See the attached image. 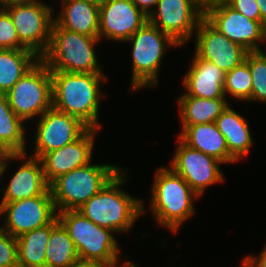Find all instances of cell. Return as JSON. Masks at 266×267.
I'll list each match as a JSON object with an SVG mask.
<instances>
[{
	"instance_id": "1",
	"label": "cell",
	"mask_w": 266,
	"mask_h": 267,
	"mask_svg": "<svg viewBox=\"0 0 266 267\" xmlns=\"http://www.w3.org/2000/svg\"><path fill=\"white\" fill-rule=\"evenodd\" d=\"M52 107L78 118L91 129H101L99 104L101 82L107 80L103 73H69L51 71Z\"/></svg>"
},
{
	"instance_id": "2",
	"label": "cell",
	"mask_w": 266,
	"mask_h": 267,
	"mask_svg": "<svg viewBox=\"0 0 266 267\" xmlns=\"http://www.w3.org/2000/svg\"><path fill=\"white\" fill-rule=\"evenodd\" d=\"M126 170L119 171L96 195L78 209L93 223L116 233L128 232L145 212L143 200L131 197L120 189L127 182ZM125 176V177H124Z\"/></svg>"
},
{
	"instance_id": "3",
	"label": "cell",
	"mask_w": 266,
	"mask_h": 267,
	"mask_svg": "<svg viewBox=\"0 0 266 267\" xmlns=\"http://www.w3.org/2000/svg\"><path fill=\"white\" fill-rule=\"evenodd\" d=\"M151 188L150 209L156 222L177 233L183 222L195 213L193 201L199 196L169 167L156 171Z\"/></svg>"
},
{
	"instance_id": "4",
	"label": "cell",
	"mask_w": 266,
	"mask_h": 267,
	"mask_svg": "<svg viewBox=\"0 0 266 267\" xmlns=\"http://www.w3.org/2000/svg\"><path fill=\"white\" fill-rule=\"evenodd\" d=\"M99 41V37L68 31L54 21L49 46L40 59L50 71L103 73L94 49Z\"/></svg>"
},
{
	"instance_id": "5",
	"label": "cell",
	"mask_w": 266,
	"mask_h": 267,
	"mask_svg": "<svg viewBox=\"0 0 266 267\" xmlns=\"http://www.w3.org/2000/svg\"><path fill=\"white\" fill-rule=\"evenodd\" d=\"M122 168L115 164H87L59 176L49 186L57 212L78 210Z\"/></svg>"
},
{
	"instance_id": "6",
	"label": "cell",
	"mask_w": 266,
	"mask_h": 267,
	"mask_svg": "<svg viewBox=\"0 0 266 267\" xmlns=\"http://www.w3.org/2000/svg\"><path fill=\"white\" fill-rule=\"evenodd\" d=\"M57 217L68 231L79 259L98 261L112 267L119 264L116 232L93 223L78 210L57 212Z\"/></svg>"
},
{
	"instance_id": "7",
	"label": "cell",
	"mask_w": 266,
	"mask_h": 267,
	"mask_svg": "<svg viewBox=\"0 0 266 267\" xmlns=\"http://www.w3.org/2000/svg\"><path fill=\"white\" fill-rule=\"evenodd\" d=\"M132 43L131 90L158 85V72L166 47L180 46L169 35L147 21L126 42Z\"/></svg>"
},
{
	"instance_id": "8",
	"label": "cell",
	"mask_w": 266,
	"mask_h": 267,
	"mask_svg": "<svg viewBox=\"0 0 266 267\" xmlns=\"http://www.w3.org/2000/svg\"><path fill=\"white\" fill-rule=\"evenodd\" d=\"M11 17L19 41L41 57L50 43L53 9L40 0H22L1 6Z\"/></svg>"
},
{
	"instance_id": "9",
	"label": "cell",
	"mask_w": 266,
	"mask_h": 267,
	"mask_svg": "<svg viewBox=\"0 0 266 267\" xmlns=\"http://www.w3.org/2000/svg\"><path fill=\"white\" fill-rule=\"evenodd\" d=\"M9 105L24 122L52 108V76L40 59L6 93Z\"/></svg>"
},
{
	"instance_id": "10",
	"label": "cell",
	"mask_w": 266,
	"mask_h": 267,
	"mask_svg": "<svg viewBox=\"0 0 266 267\" xmlns=\"http://www.w3.org/2000/svg\"><path fill=\"white\" fill-rule=\"evenodd\" d=\"M148 21L169 35L180 46L187 43L204 18L196 0H158Z\"/></svg>"
},
{
	"instance_id": "11",
	"label": "cell",
	"mask_w": 266,
	"mask_h": 267,
	"mask_svg": "<svg viewBox=\"0 0 266 267\" xmlns=\"http://www.w3.org/2000/svg\"><path fill=\"white\" fill-rule=\"evenodd\" d=\"M204 18L229 40L247 51H262L260 41H266V25L253 21L231 8L225 1L207 7Z\"/></svg>"
},
{
	"instance_id": "12",
	"label": "cell",
	"mask_w": 266,
	"mask_h": 267,
	"mask_svg": "<svg viewBox=\"0 0 266 267\" xmlns=\"http://www.w3.org/2000/svg\"><path fill=\"white\" fill-rule=\"evenodd\" d=\"M1 214L6 216L2 228L15 238L50 224L57 217L52 194L0 202Z\"/></svg>"
},
{
	"instance_id": "13",
	"label": "cell",
	"mask_w": 266,
	"mask_h": 267,
	"mask_svg": "<svg viewBox=\"0 0 266 267\" xmlns=\"http://www.w3.org/2000/svg\"><path fill=\"white\" fill-rule=\"evenodd\" d=\"M177 140L179 144L169 166L199 197L209 185L224 181L221 161L187 146L179 138Z\"/></svg>"
},
{
	"instance_id": "14",
	"label": "cell",
	"mask_w": 266,
	"mask_h": 267,
	"mask_svg": "<svg viewBox=\"0 0 266 267\" xmlns=\"http://www.w3.org/2000/svg\"><path fill=\"white\" fill-rule=\"evenodd\" d=\"M40 118V119H39ZM38 118L33 157L62 148L77 140L88 127L78 118L60 112L53 107Z\"/></svg>"
},
{
	"instance_id": "15",
	"label": "cell",
	"mask_w": 266,
	"mask_h": 267,
	"mask_svg": "<svg viewBox=\"0 0 266 267\" xmlns=\"http://www.w3.org/2000/svg\"><path fill=\"white\" fill-rule=\"evenodd\" d=\"M147 21L132 0H107L99 7V39L125 42Z\"/></svg>"
},
{
	"instance_id": "16",
	"label": "cell",
	"mask_w": 266,
	"mask_h": 267,
	"mask_svg": "<svg viewBox=\"0 0 266 267\" xmlns=\"http://www.w3.org/2000/svg\"><path fill=\"white\" fill-rule=\"evenodd\" d=\"M195 54L216 64L225 73L245 61L247 51L232 42L203 18L196 29Z\"/></svg>"
},
{
	"instance_id": "17",
	"label": "cell",
	"mask_w": 266,
	"mask_h": 267,
	"mask_svg": "<svg viewBox=\"0 0 266 267\" xmlns=\"http://www.w3.org/2000/svg\"><path fill=\"white\" fill-rule=\"evenodd\" d=\"M98 129L88 128L77 140L45 153L41 158L44 177L50 185L59 176L91 162Z\"/></svg>"
},
{
	"instance_id": "18",
	"label": "cell",
	"mask_w": 266,
	"mask_h": 267,
	"mask_svg": "<svg viewBox=\"0 0 266 267\" xmlns=\"http://www.w3.org/2000/svg\"><path fill=\"white\" fill-rule=\"evenodd\" d=\"M183 77L185 93L207 99L225 98L226 73L216 64L194 54L192 64Z\"/></svg>"
},
{
	"instance_id": "19",
	"label": "cell",
	"mask_w": 266,
	"mask_h": 267,
	"mask_svg": "<svg viewBox=\"0 0 266 267\" xmlns=\"http://www.w3.org/2000/svg\"><path fill=\"white\" fill-rule=\"evenodd\" d=\"M15 174L3 191L1 202H13L21 199L51 194L46 182L41 160L30 155Z\"/></svg>"
},
{
	"instance_id": "20",
	"label": "cell",
	"mask_w": 266,
	"mask_h": 267,
	"mask_svg": "<svg viewBox=\"0 0 266 267\" xmlns=\"http://www.w3.org/2000/svg\"><path fill=\"white\" fill-rule=\"evenodd\" d=\"M178 136L187 146L213 156L224 164L236 162L229 155L225 137L215 122L184 126Z\"/></svg>"
},
{
	"instance_id": "21",
	"label": "cell",
	"mask_w": 266,
	"mask_h": 267,
	"mask_svg": "<svg viewBox=\"0 0 266 267\" xmlns=\"http://www.w3.org/2000/svg\"><path fill=\"white\" fill-rule=\"evenodd\" d=\"M62 10L54 21L63 29L99 37V7L84 0H61Z\"/></svg>"
},
{
	"instance_id": "22",
	"label": "cell",
	"mask_w": 266,
	"mask_h": 267,
	"mask_svg": "<svg viewBox=\"0 0 266 267\" xmlns=\"http://www.w3.org/2000/svg\"><path fill=\"white\" fill-rule=\"evenodd\" d=\"M218 130L225 137L229 155L237 162L250 152L253 139L247 120L234 111L231 106L218 116L215 121Z\"/></svg>"
},
{
	"instance_id": "23",
	"label": "cell",
	"mask_w": 266,
	"mask_h": 267,
	"mask_svg": "<svg viewBox=\"0 0 266 267\" xmlns=\"http://www.w3.org/2000/svg\"><path fill=\"white\" fill-rule=\"evenodd\" d=\"M226 98L207 99L183 93L178 98L179 116L184 126L215 122L229 105Z\"/></svg>"
},
{
	"instance_id": "24",
	"label": "cell",
	"mask_w": 266,
	"mask_h": 267,
	"mask_svg": "<svg viewBox=\"0 0 266 267\" xmlns=\"http://www.w3.org/2000/svg\"><path fill=\"white\" fill-rule=\"evenodd\" d=\"M59 223L56 217L50 224L17 237L19 267H45L46 246L51 230Z\"/></svg>"
},
{
	"instance_id": "25",
	"label": "cell",
	"mask_w": 266,
	"mask_h": 267,
	"mask_svg": "<svg viewBox=\"0 0 266 267\" xmlns=\"http://www.w3.org/2000/svg\"><path fill=\"white\" fill-rule=\"evenodd\" d=\"M39 60L29 49H0V94H6Z\"/></svg>"
},
{
	"instance_id": "26",
	"label": "cell",
	"mask_w": 266,
	"mask_h": 267,
	"mask_svg": "<svg viewBox=\"0 0 266 267\" xmlns=\"http://www.w3.org/2000/svg\"><path fill=\"white\" fill-rule=\"evenodd\" d=\"M24 121L11 109L6 94H0V152L26 153Z\"/></svg>"
},
{
	"instance_id": "27",
	"label": "cell",
	"mask_w": 266,
	"mask_h": 267,
	"mask_svg": "<svg viewBox=\"0 0 266 267\" xmlns=\"http://www.w3.org/2000/svg\"><path fill=\"white\" fill-rule=\"evenodd\" d=\"M47 244L45 267H69L79 260L75 245L60 222L51 230Z\"/></svg>"
},
{
	"instance_id": "28",
	"label": "cell",
	"mask_w": 266,
	"mask_h": 267,
	"mask_svg": "<svg viewBox=\"0 0 266 267\" xmlns=\"http://www.w3.org/2000/svg\"><path fill=\"white\" fill-rule=\"evenodd\" d=\"M252 78L249 65L244 61L231 71L226 72L224 94L241 101H251Z\"/></svg>"
},
{
	"instance_id": "29",
	"label": "cell",
	"mask_w": 266,
	"mask_h": 267,
	"mask_svg": "<svg viewBox=\"0 0 266 267\" xmlns=\"http://www.w3.org/2000/svg\"><path fill=\"white\" fill-rule=\"evenodd\" d=\"M245 62L252 78L251 101L266 102V52H248Z\"/></svg>"
},
{
	"instance_id": "30",
	"label": "cell",
	"mask_w": 266,
	"mask_h": 267,
	"mask_svg": "<svg viewBox=\"0 0 266 267\" xmlns=\"http://www.w3.org/2000/svg\"><path fill=\"white\" fill-rule=\"evenodd\" d=\"M0 49H27L20 41L10 15L0 6Z\"/></svg>"
},
{
	"instance_id": "31",
	"label": "cell",
	"mask_w": 266,
	"mask_h": 267,
	"mask_svg": "<svg viewBox=\"0 0 266 267\" xmlns=\"http://www.w3.org/2000/svg\"><path fill=\"white\" fill-rule=\"evenodd\" d=\"M0 267H19L17 240L0 227Z\"/></svg>"
},
{
	"instance_id": "32",
	"label": "cell",
	"mask_w": 266,
	"mask_h": 267,
	"mask_svg": "<svg viewBox=\"0 0 266 267\" xmlns=\"http://www.w3.org/2000/svg\"><path fill=\"white\" fill-rule=\"evenodd\" d=\"M231 8L253 21H260V9L256 0H226Z\"/></svg>"
},
{
	"instance_id": "33",
	"label": "cell",
	"mask_w": 266,
	"mask_h": 267,
	"mask_svg": "<svg viewBox=\"0 0 266 267\" xmlns=\"http://www.w3.org/2000/svg\"><path fill=\"white\" fill-rule=\"evenodd\" d=\"M26 154L27 153H6V152H1L0 153V180L2 178L1 176H3V173L6 172V169H7L8 165H10L8 163V161L16 160V159H19L21 161V159L23 160L24 158L25 159L27 158Z\"/></svg>"
},
{
	"instance_id": "34",
	"label": "cell",
	"mask_w": 266,
	"mask_h": 267,
	"mask_svg": "<svg viewBox=\"0 0 266 267\" xmlns=\"http://www.w3.org/2000/svg\"><path fill=\"white\" fill-rule=\"evenodd\" d=\"M242 262L246 267H266V245L259 256H247Z\"/></svg>"
},
{
	"instance_id": "35",
	"label": "cell",
	"mask_w": 266,
	"mask_h": 267,
	"mask_svg": "<svg viewBox=\"0 0 266 267\" xmlns=\"http://www.w3.org/2000/svg\"><path fill=\"white\" fill-rule=\"evenodd\" d=\"M132 1L141 11H143L147 16H149L150 13L153 11V7L155 9L158 0H132Z\"/></svg>"
},
{
	"instance_id": "36",
	"label": "cell",
	"mask_w": 266,
	"mask_h": 267,
	"mask_svg": "<svg viewBox=\"0 0 266 267\" xmlns=\"http://www.w3.org/2000/svg\"><path fill=\"white\" fill-rule=\"evenodd\" d=\"M69 267H112L98 261L90 260H77L73 262Z\"/></svg>"
},
{
	"instance_id": "37",
	"label": "cell",
	"mask_w": 266,
	"mask_h": 267,
	"mask_svg": "<svg viewBox=\"0 0 266 267\" xmlns=\"http://www.w3.org/2000/svg\"><path fill=\"white\" fill-rule=\"evenodd\" d=\"M260 9V21L266 25V0H256Z\"/></svg>"
},
{
	"instance_id": "38",
	"label": "cell",
	"mask_w": 266,
	"mask_h": 267,
	"mask_svg": "<svg viewBox=\"0 0 266 267\" xmlns=\"http://www.w3.org/2000/svg\"><path fill=\"white\" fill-rule=\"evenodd\" d=\"M197 3L205 10L207 7L224 2L226 0H196Z\"/></svg>"
},
{
	"instance_id": "39",
	"label": "cell",
	"mask_w": 266,
	"mask_h": 267,
	"mask_svg": "<svg viewBox=\"0 0 266 267\" xmlns=\"http://www.w3.org/2000/svg\"><path fill=\"white\" fill-rule=\"evenodd\" d=\"M116 267H137V265L127 260L126 262H124L123 265H120V266L117 265Z\"/></svg>"
},
{
	"instance_id": "40",
	"label": "cell",
	"mask_w": 266,
	"mask_h": 267,
	"mask_svg": "<svg viewBox=\"0 0 266 267\" xmlns=\"http://www.w3.org/2000/svg\"><path fill=\"white\" fill-rule=\"evenodd\" d=\"M86 2H90V3H93V4H96L98 6H100L103 2L107 1V0H84Z\"/></svg>"
},
{
	"instance_id": "41",
	"label": "cell",
	"mask_w": 266,
	"mask_h": 267,
	"mask_svg": "<svg viewBox=\"0 0 266 267\" xmlns=\"http://www.w3.org/2000/svg\"><path fill=\"white\" fill-rule=\"evenodd\" d=\"M16 1H22V0H0V6H3L10 2H16Z\"/></svg>"
}]
</instances>
